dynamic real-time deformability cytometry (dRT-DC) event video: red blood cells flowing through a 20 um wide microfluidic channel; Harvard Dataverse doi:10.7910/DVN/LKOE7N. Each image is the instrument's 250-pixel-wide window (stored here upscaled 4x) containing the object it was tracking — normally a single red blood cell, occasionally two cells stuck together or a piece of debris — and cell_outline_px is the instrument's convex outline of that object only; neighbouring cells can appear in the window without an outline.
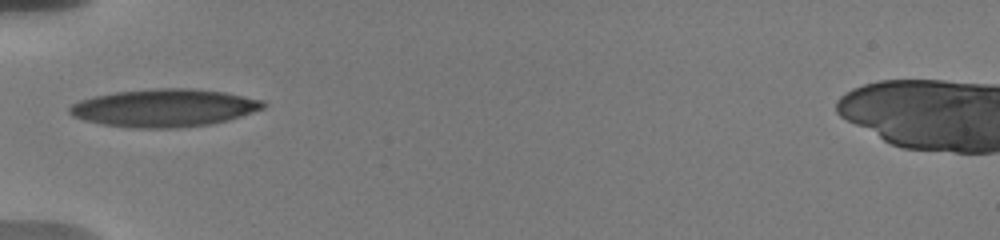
{"species": "human", "species_latin": "Homo sapiens", "temperature_condition": "warm", "stored_images_in_passage": 77, "camera_frame_rate_fps": 3000, "um_per_image_px": 0.085, "donor": {"sex": "male"}, "frame": {"image": 1, "passage_image": 1, "time_ms": 0.0, "image_size_px": [1000, 240], "cell_outline_px": [[268, 104], [264, 108], [228, 120], [208, 124], [176, 128], [132, 128], [104, 124], [84, 120], [72, 116], [68, 112], [68, 108], [72, 104], [80, 100], [92, 96], [116, 92], [152, 88], [192, 88], [224, 92], [264, 100]], "centroid_in_image_um": [13.95, 9.16], "position_along_channel_um": 71.1, "area_um2": 42.71}}
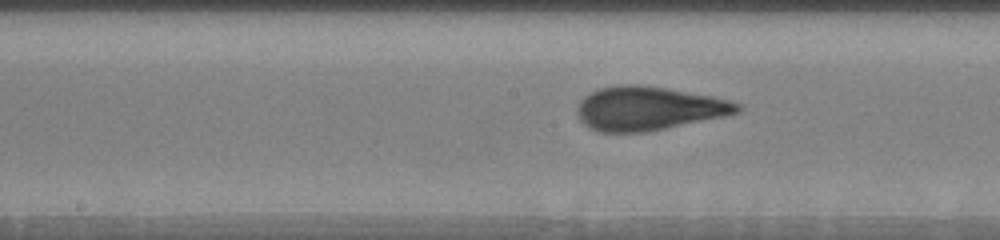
{"frame": {"image": 2, "passage_image": 13, "time_ms": 3.333, "image_size_px": [1000, 240], "cell_outline_px": [[740, 108], [736, 112], [724, 116], [644, 132], [600, 132], [588, 128], [580, 120], [576, 112], [576, 108], [580, 100], [584, 96], [596, 88], [616, 84], [640, 84], [668, 88], [712, 96], [728, 100], [740, 104]], "centroid_in_image_um": [55.03, 9.19], "position_along_channel_um": 193.2, "area_um2": 40.86}}
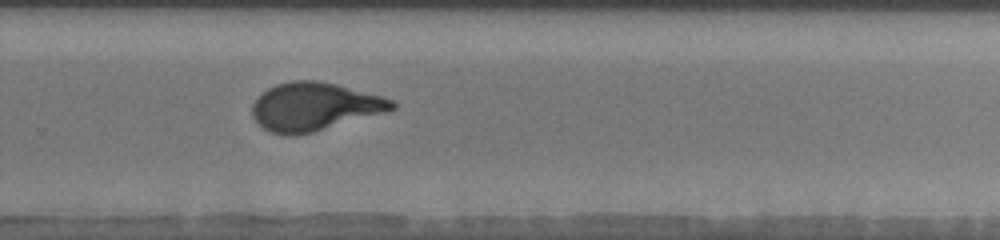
{"frame": {"image": 3, "passage_image": 32, "time_ms": 6.333, "image_size_px": [1000, 240], "cell_outline_px": [[396, 108], [384, 112], [312, 132], [288, 136], [272, 132], [264, 128], [252, 116], [252, 104], [268, 88], [276, 84], [292, 80], [316, 80], [336, 84], [384, 96], [396, 100]], "centroid_in_image_um": [26.74, 9.05], "position_along_channel_um": 303.1, "area_um2": 38.84}, "authors_computed_cell_mechanics": {"area_um2": 38.8416, "velocity_mm_per_s": 3.6924, "shape_relaxation_time_tau1_ms": 4.8432, "shape_relaxation_time_tau2_ms": 0.9195, "deformation_change_tau1": 0.2226, "deformation_change_tau2": 0.0824}}